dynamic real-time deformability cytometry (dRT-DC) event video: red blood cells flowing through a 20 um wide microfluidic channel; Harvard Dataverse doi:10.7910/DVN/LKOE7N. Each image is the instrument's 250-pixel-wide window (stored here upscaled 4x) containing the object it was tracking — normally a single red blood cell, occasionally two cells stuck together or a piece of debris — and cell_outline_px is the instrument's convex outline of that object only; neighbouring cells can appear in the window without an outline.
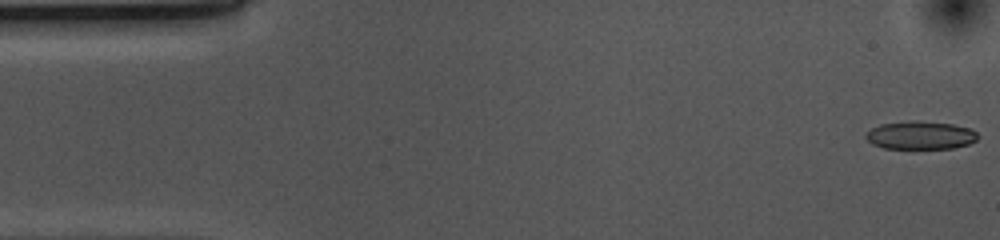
{"species": "common noctule bat (a hibernating species)", "species_latin": "Nyctalus noctula", "temperature_condition": "cold", "stored_images_in_passage": 53, "camera_frame_rate_fps": 3000, "um_per_image_px": 0.085, "animal": {"sex": "female", "body_mass_g": 10.0, "forearm_length_mm": 53.1}, "frame": {"image": 1, "passage_image": 1, "time_ms": 0.0, "image_size_px": [1000, 240], "cell_outline_px": [[976, 140], [968, 144], [952, 148], [884, 148], [872, 144], [864, 136], [872, 128], [880, 124], [912, 120], [916, 120], [952, 124], [972, 128], [976, 132]], "centroid_in_image_um": [78.23, 11.48], "position_along_channel_um": 6.8, "area_um2": 18.26}}
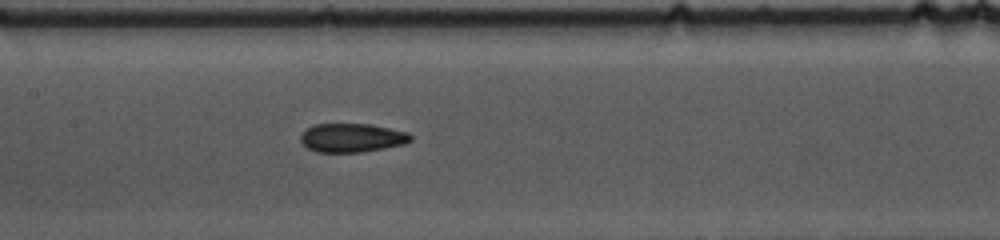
{"frame": {"image": 2, "passage_image": 24, "time_ms": 7.667, "image_size_px": [1000, 240], "cell_outline_px": [[412, 140], [404, 144], [364, 152], [316, 152], [308, 148], [300, 140], [300, 136], [312, 124], [368, 124], [408, 132], [412, 136]], "centroid_in_image_um": [29.92, 11.71], "position_along_channel_um": 177.5, "area_um2": 18.38}}
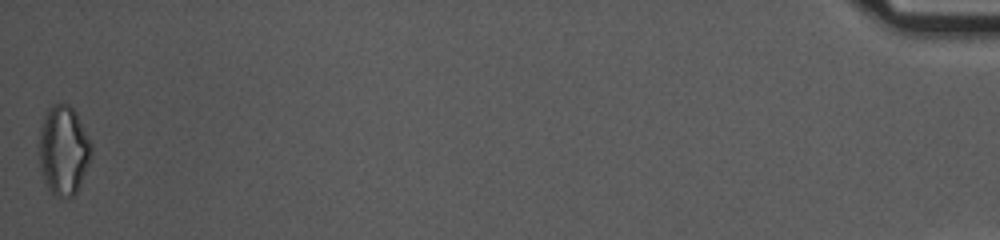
{"frame": {"image": 3, "passage_image": 53, "time_ms": 17.333, "image_size_px": [1000, 240], "cell_outline_px": [[92, 156], [80, 184], [76, 192], [72, 196], [52, 196], [44, 180], [40, 168], [40, 128], [44, 116], [48, 108], [52, 104], [68, 104], [76, 112], [92, 144]], "centroid_in_image_um": [5.41, 12.77], "position_along_channel_um": 429.8, "area_um2": 27.11}, "authors_computed_cell_mechanics": {"area_um2": 18.8428, "velocity_mm_per_s": 3.6805, "shape_relaxation_time_tau1_ms": 6.598, "shape_relaxation_time_tau2_ms": 5.5315, "deformation_change_tau1": 0.1099, "deformation_change_tau2": 0.1076}}